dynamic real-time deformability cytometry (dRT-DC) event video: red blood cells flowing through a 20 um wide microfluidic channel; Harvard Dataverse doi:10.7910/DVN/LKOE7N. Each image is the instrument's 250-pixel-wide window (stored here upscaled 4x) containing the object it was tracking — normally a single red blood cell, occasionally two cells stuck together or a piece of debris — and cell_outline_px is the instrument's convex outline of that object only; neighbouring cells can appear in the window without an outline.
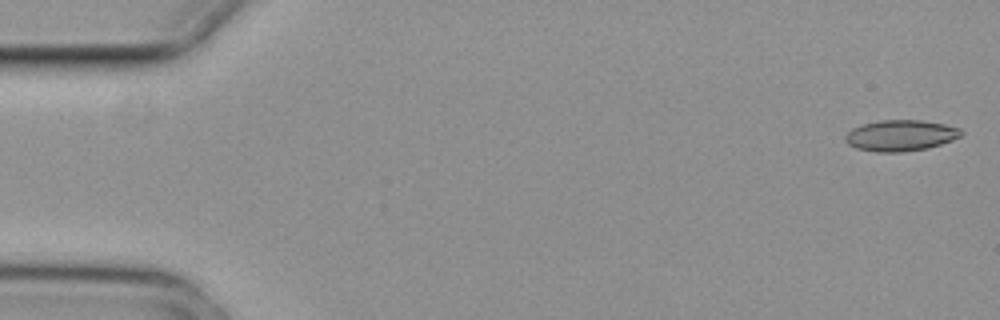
{"species": "common noctule bat (a hibernating species)", "species_latin": "Nyctalus noctula", "temperature_condition": "cold", "stored_images_in_passage": 4, "camera_frame_rate_fps": 3000, "um_per_image_px": 0.085, "animal": {"sex": "female", "body_mass_g": 29.2, "forearm_length_mm": 56.3}, "frame": {"image": 1, "passage_image": 1, "time_ms": 0.0, "image_size_px": [1000, 320], "cell_outline_px": [[964, 132], [960, 136], [952, 140], [928, 148], [904, 152], [876, 152], [856, 148], [848, 144], [844, 140], [844, 136], [852, 128], [864, 124], [880, 120], [920, 120], [944, 124], [960, 128]], "centroid_in_image_um": [76.54, 11.52], "position_along_channel_um": 8.5, "area_um2": 20.98}}
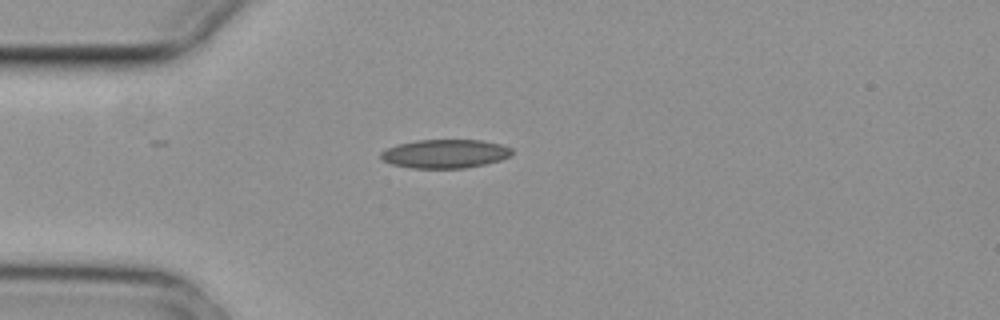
{"frame": {"image": 2, "passage_image": 4, "time_ms": 1.0, "image_size_px": [1000, 320], "cell_outline_px": [[512, 156], [500, 160], [484, 164], [464, 168], [412, 168], [392, 164], [384, 160], [380, 156], [380, 152], [388, 148], [400, 144], [416, 140], [480, 140], [500, 144], [512, 148]], "centroid_in_image_um": [37.86, 13.07], "position_along_channel_um": 47.1, "area_um2": 21.79}}